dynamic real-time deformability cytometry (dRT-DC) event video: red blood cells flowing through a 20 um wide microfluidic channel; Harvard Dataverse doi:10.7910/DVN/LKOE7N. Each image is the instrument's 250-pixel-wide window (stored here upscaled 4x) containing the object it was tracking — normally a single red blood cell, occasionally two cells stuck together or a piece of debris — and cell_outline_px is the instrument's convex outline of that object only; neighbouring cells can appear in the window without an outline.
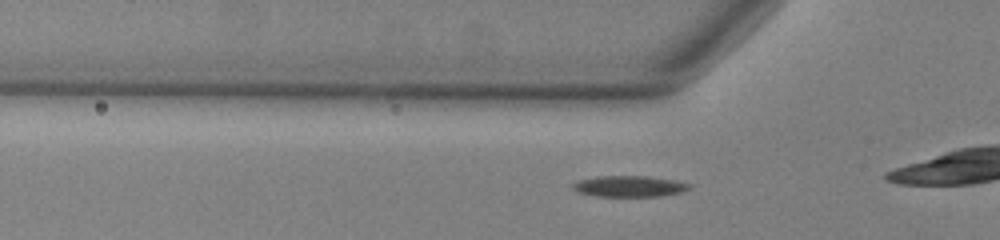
{"species": "common noctule bat (a hibernating species)", "species_latin": "Nyctalus noctula", "temperature_condition": "warm", "stored_images_in_passage": 17, "camera_frame_rate_fps": 3000, "um_per_image_px": 0.085, "animal": {"sex": "male", "body_mass_g": 13.0, "forearm_length_mm": 53.1}, "frame": {"image": 1, "passage_image": 11, "time_ms": 3.333, "image_size_px": [1000, 240], "cell_outline_px": [[692, 188], [684, 192], [660, 196], [596, 196], [580, 192], [572, 188], [572, 184], [580, 180], [596, 176], [644, 176], [676, 180], [692, 184]], "centroid_in_image_um": [53.56, 15.83], "position_along_channel_um": 72.2, "area_um2": 14.33}}
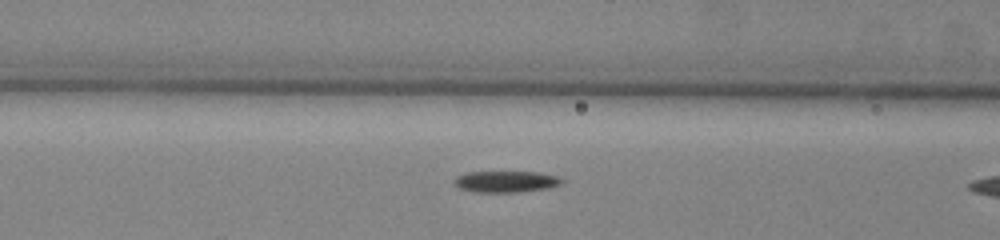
{"frame": {"image": 2, "passage_image": 15, "time_ms": 4.667, "image_size_px": [1000, 240], "cell_outline_px": [[564, 180], [560, 184], [548, 188], [520, 192], [476, 192], [460, 188], [452, 180], [456, 176], [468, 172], [540, 172], [556, 176]], "centroid_in_image_um": [43.0, 15.43], "position_along_channel_um": 123.6, "area_um2": 13.35}}